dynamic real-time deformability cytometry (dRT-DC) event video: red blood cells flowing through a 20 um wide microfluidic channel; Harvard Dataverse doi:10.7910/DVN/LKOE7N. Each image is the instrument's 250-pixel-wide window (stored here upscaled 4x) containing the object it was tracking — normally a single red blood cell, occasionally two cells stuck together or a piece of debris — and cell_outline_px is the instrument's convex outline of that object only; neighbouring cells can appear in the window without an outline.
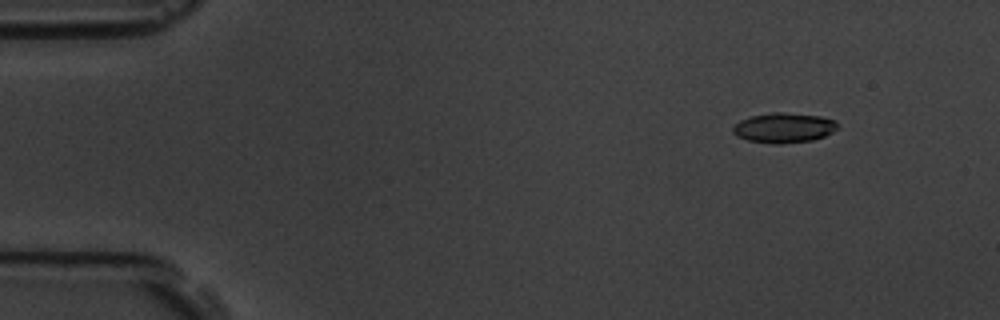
{"species": "common noctule bat (a hibernating species)", "species_latin": "Nyctalus noctula", "temperature_condition": "room temperature", "stored_images_in_passage": 6, "segment_of_instrument_passage": [1, 2], "camera_frame_rate_fps": 3000, "um_per_image_px": 0.085, "animal": {"sex": "male", "body_mass_g": 19.5, "forearm_length_mm": 54.6}, "frame": {"image": 1, "passage_image": 2, "time_ms": 2.0, "image_size_px": [1000, 320], "cell_outline_px": [[836, 128], [832, 132], [824, 136], [812, 140], [780, 144], [772, 144], [748, 140], [736, 136], [732, 132], [732, 128], [740, 120], [752, 116], [772, 112], [784, 112], [820, 116], [836, 120]], "centroid_in_image_um": [66.6, 10.86], "position_along_channel_um": 18.4, "area_um2": 18.21}}
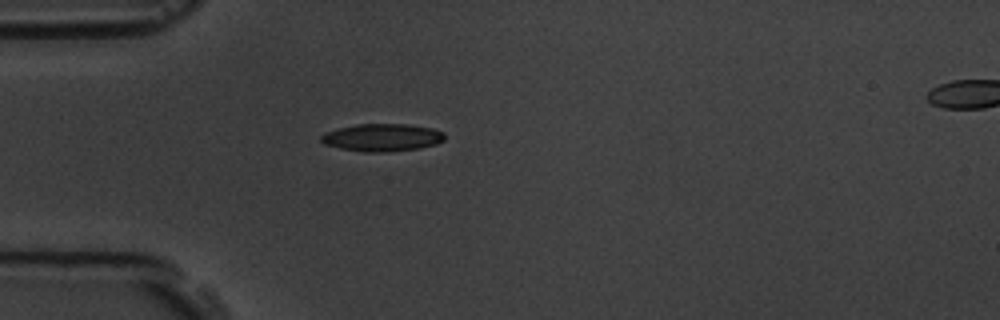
{"frame": {"image": 2, "passage_image": 5, "time_ms": 5.333, "image_size_px": [1000, 320], "cell_outline_px": [[444, 140], [436, 144], [420, 148], [384, 152], [364, 152], [340, 148], [324, 144], [320, 140], [320, 136], [324, 132], [356, 124], [408, 124], [432, 128], [444, 132]], "centroid_in_image_um": [32.48, 11.68], "position_along_channel_um": 52.5, "area_um2": 19.88}}